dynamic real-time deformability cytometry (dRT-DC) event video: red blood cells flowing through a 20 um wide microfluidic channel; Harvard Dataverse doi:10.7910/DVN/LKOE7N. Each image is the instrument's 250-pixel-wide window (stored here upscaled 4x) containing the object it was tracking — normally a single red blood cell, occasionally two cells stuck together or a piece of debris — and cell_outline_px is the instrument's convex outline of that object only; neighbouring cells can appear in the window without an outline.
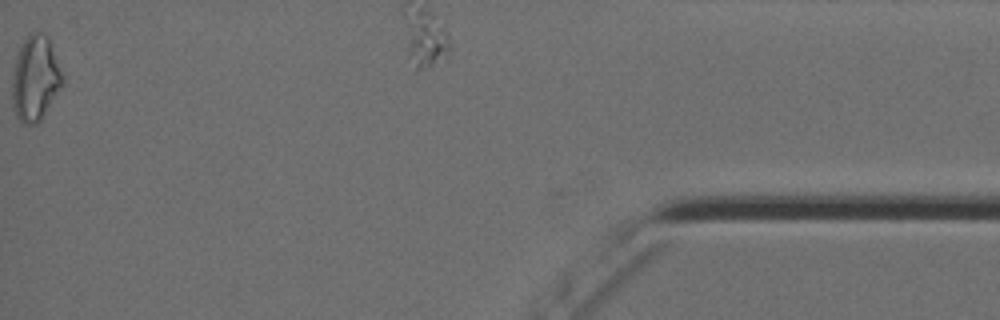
{"species": "Egyptian fruit bat (a non-hibernating species)", "species_latin": "Rousettus aegyptiacus", "temperature_condition": "cold", "stored_images_in_passage": 32, "segment_of_instrument_passage": [2, 2], "camera_frame_rate_fps": 3000, "um_per_image_px": 0.085, "animal": {"sex": "female"}, "frame": {"image": 1, "passage_image": 32, "time_ms": 10.333, "image_size_px": [1000, 320], "cell_outline_px": [[64, 84], [40, 120], [36, 124], [24, 124], [16, 116], [12, 108], [12, 76], [16, 60], [20, 48], [24, 40], [32, 32], [40, 32], [48, 36], [64, 76]], "centroid_in_image_um": [3.01, 6.68], "position_along_channel_um": 432.2, "area_um2": 24.97}}